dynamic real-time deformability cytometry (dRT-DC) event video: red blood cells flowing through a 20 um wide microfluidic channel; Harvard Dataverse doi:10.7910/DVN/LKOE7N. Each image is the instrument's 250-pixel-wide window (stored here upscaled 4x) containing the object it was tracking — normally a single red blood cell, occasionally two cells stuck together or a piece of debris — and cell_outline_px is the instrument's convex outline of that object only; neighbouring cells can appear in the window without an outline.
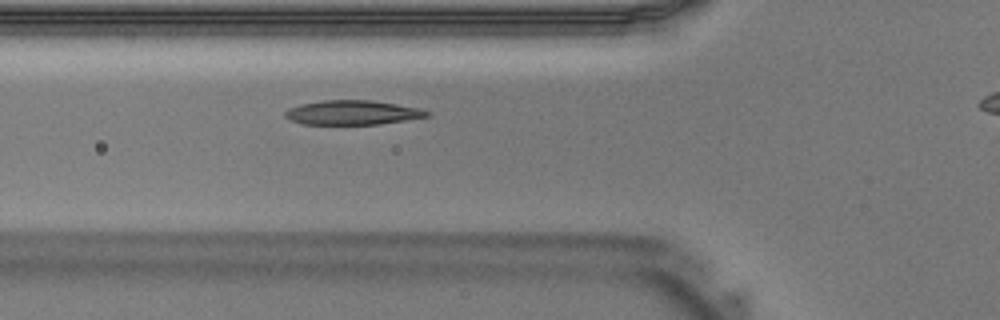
{"species": "Egyptian fruit bat (a non-hibernating species)", "species_latin": "Rousettus aegyptiacus", "temperature_condition": "warm", "stored_images_in_passage": 25, "camera_frame_rate_fps": 3000, "um_per_image_px": 0.085, "animal": {"sex": "male"}, "frame": {"image": 1, "passage_image": 4, "time_ms": 1.0, "image_size_px": [1000, 320], "cell_outline_px": [[432, 116], [380, 124], [300, 124], [284, 116], [284, 112], [288, 108], [300, 104], [324, 100], [372, 100], [420, 108], [432, 112]], "centroid_in_image_um": [29.99, 9.57], "position_along_channel_um": 95.8, "area_um2": 20.29}}
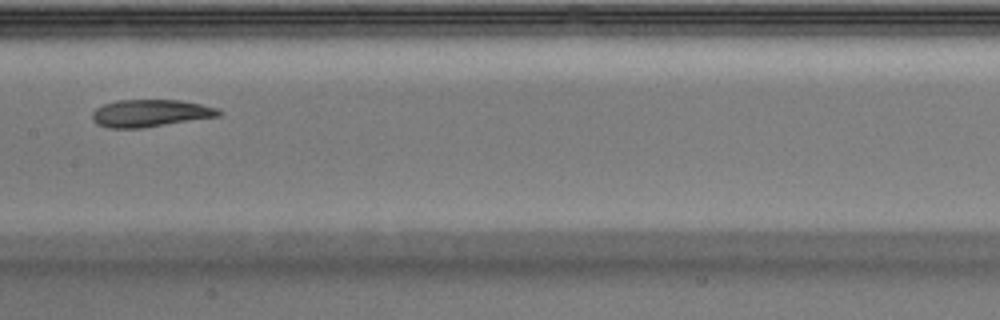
{"frame": {"image": 2, "passage_image": 10, "time_ms": 3.0, "image_size_px": [1000, 320], "cell_outline_px": [[224, 112], [220, 116], [144, 128], [108, 128], [96, 124], [92, 120], [92, 112], [96, 108], [104, 104], [116, 100], [180, 100], [200, 104], [216, 108]], "centroid_in_image_um": [12.76, 9.63], "position_along_channel_um": 194.6, "area_um2": 20.29}}
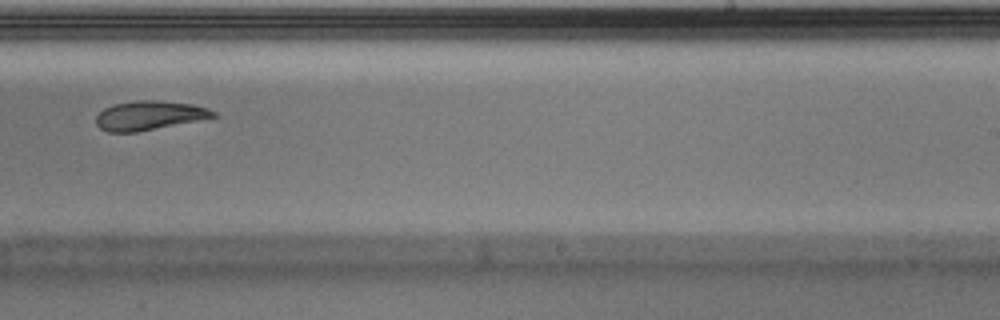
{"frame": {"image": 3, "passage_image": 15, "time_ms": 4.667, "image_size_px": [1000, 320], "cell_outline_px": [[216, 116], [136, 132], [108, 132], [100, 128], [96, 124], [96, 116], [104, 108], [112, 104], [140, 100], [152, 100], [192, 104], [208, 108], [216, 112]], "centroid_in_image_um": [12.63, 9.81], "position_along_channel_um": 276.4, "area_um2": 19.54}}